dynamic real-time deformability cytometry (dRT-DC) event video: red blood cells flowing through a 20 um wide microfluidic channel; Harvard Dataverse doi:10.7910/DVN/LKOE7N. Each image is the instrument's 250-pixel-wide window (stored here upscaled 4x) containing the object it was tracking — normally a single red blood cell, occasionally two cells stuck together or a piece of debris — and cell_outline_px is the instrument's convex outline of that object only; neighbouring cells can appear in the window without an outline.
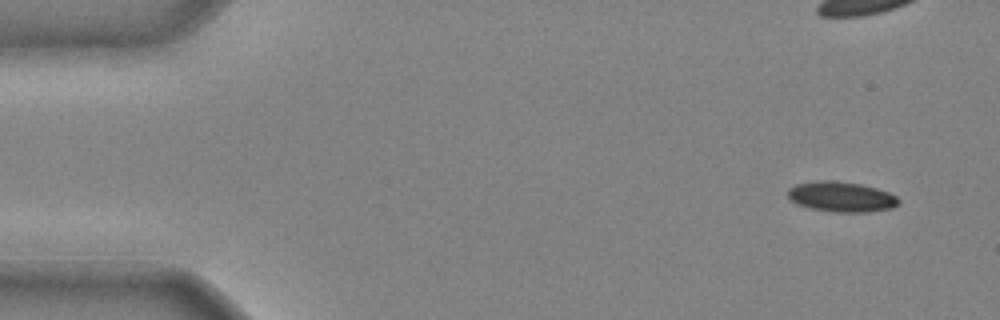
{"species": "common noctule bat (a hibernating species)", "species_latin": "Nyctalus noctula", "temperature_condition": "cold", "stored_images_in_passage": 40, "camera_frame_rate_fps": 3000, "um_per_image_px": 0.085, "animal": {"sex": "male", "body_mass_g": 20.4}, "frame": {"image": 1, "passage_image": 1, "time_ms": 0.0, "image_size_px": [1000, 320], "cell_outline_px": [[900, 204], [892, 208], [868, 212], [836, 212], [808, 208], [796, 204], [788, 200], [788, 188], [796, 184], [816, 180], [836, 180], [860, 184], [876, 188], [888, 192], [896, 196], [900, 200]], "centroid_in_image_um": [71.49, 16.72], "position_along_channel_um": 13.5, "area_um2": 19.83}}